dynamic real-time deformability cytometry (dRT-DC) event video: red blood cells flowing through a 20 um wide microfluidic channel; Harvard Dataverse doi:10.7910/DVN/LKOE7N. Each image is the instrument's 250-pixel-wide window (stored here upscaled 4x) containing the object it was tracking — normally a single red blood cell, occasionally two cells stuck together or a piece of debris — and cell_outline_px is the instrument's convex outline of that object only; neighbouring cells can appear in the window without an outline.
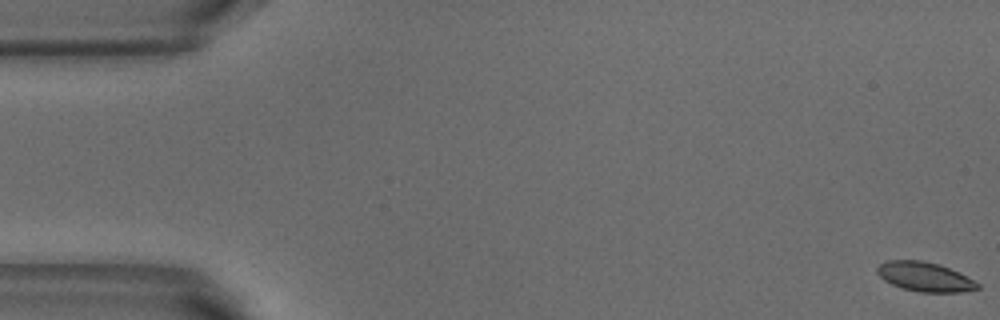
{"species": "common noctule bat (a hibernating species)", "species_latin": "Nyctalus noctula", "temperature_condition": "warm", "stored_images_in_passage": 54, "camera_frame_rate_fps": 3000, "um_per_image_px": 0.085, "animal": {"sex": "male", "body_mass_g": 18.8}, "frame": {"image": 1, "passage_image": 1, "time_ms": 0.0, "image_size_px": [1000, 320], "cell_outline_px": [[980, 288], [964, 292], [920, 292], [900, 288], [884, 280], [876, 272], [876, 268], [880, 264], [888, 260], [920, 260], [940, 264], [960, 272], [980, 284]], "centroid_in_image_um": [78.62, 23.53], "position_along_channel_um": 6.4, "area_um2": 17.34}}
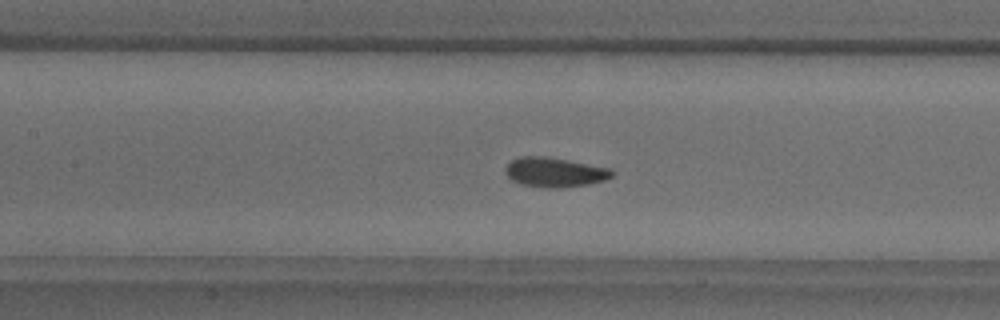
{"frame": {"image": 2, "passage_image": 24, "time_ms": 7.667, "image_size_px": [1000, 320], "cell_outline_px": [[616, 176], [604, 180], [588, 184], [560, 188], [544, 188], [520, 184], [512, 180], [504, 172], [504, 168], [512, 160], [520, 156], [548, 156], [612, 168], [616, 172]], "centroid_in_image_um": [47.19, 14.63], "position_along_channel_um": 160.2, "area_um2": 18.79}}
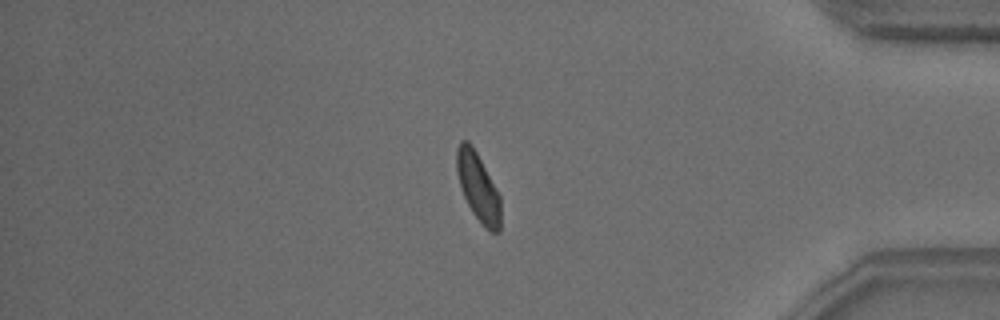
{"frame": {"image": 3, "passage_image": 45, "time_ms": 14.667, "image_size_px": [1000, 320], "cell_outline_px": [[500, 232], [492, 232], [480, 224], [472, 212], [464, 196], [456, 172], [456, 148], [460, 140], [468, 140], [472, 144], [500, 196]], "centroid_in_image_um": [40.62, 15.89], "position_along_channel_um": 394.6, "area_um2": 17.46}, "authors_computed_cell_mechanics": {"area_um2": 17.7446, "velocity_mm_per_s": 3.8028, "shape_relaxation_time_tau1_ms": 2.5045, "shape_relaxation_time_tau2_ms": 1.5215, "deformation_change_tau1": 0.1113, "deformation_change_tau2": 0.0721}}